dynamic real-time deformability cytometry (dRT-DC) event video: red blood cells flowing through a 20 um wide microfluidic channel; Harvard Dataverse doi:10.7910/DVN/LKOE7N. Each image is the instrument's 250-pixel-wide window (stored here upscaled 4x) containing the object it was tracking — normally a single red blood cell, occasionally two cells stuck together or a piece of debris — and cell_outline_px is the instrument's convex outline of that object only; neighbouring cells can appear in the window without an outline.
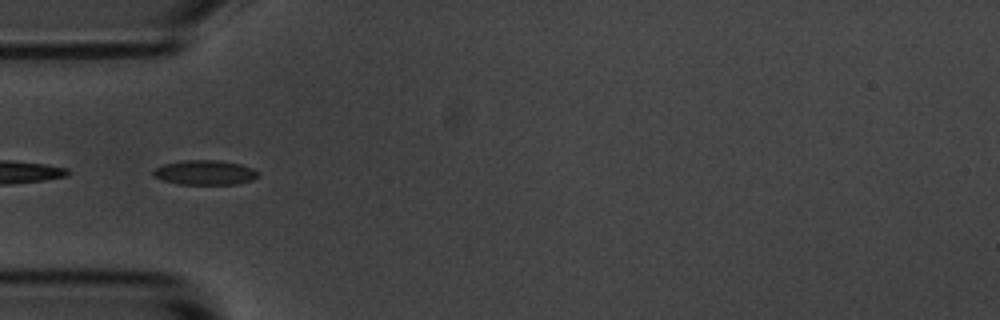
{"species": "common noctule bat (a hibernating species)", "species_latin": "Nyctalus noctula", "temperature_condition": "room temperature", "stored_images_in_passage": 10, "camera_frame_rate_fps": 3000, "um_per_image_px": 0.085, "animal": {"sex": "male", "body_mass_g": 20.1, "forearm_length_mm": 53.5}, "frame": {"image": 1, "passage_image": 1, "time_ms": 0.0, "image_size_px": [1000, 320], "cell_outline_px": [[256, 176], [252, 180], [236, 184], [176, 184], [152, 176], [152, 172], [156, 168], [164, 164], [180, 160], [220, 160], [240, 164], [252, 168], [256, 172]], "centroid_in_image_um": [17.37, 14.66], "position_along_channel_um": 67.6, "area_um2": 14.97}}